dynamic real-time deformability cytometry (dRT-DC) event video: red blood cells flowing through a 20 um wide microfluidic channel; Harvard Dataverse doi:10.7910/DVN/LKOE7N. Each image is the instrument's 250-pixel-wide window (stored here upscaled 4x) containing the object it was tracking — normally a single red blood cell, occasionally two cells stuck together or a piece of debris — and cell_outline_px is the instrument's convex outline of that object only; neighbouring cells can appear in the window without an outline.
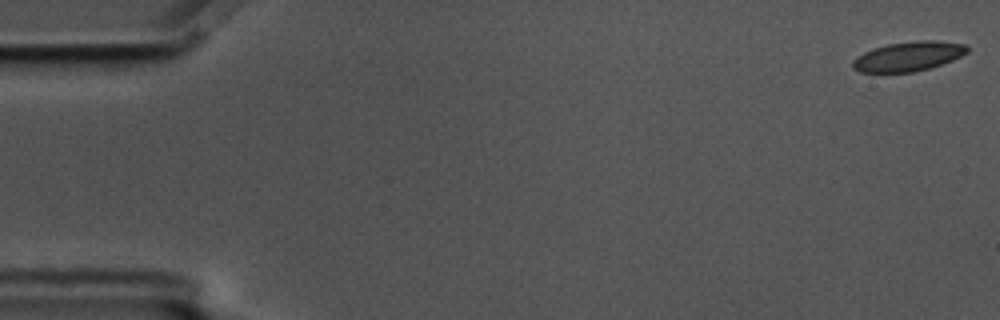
{"species": "common noctule bat (a hibernating species)", "species_latin": "Nyctalus noctula", "temperature_condition": "cold", "stored_images_in_passage": 59, "camera_frame_rate_fps": 3000, "um_per_image_px": 0.085, "animal": {"sex": "male", "body_mass_g": 17.5, "forearm_length_mm": 52.3}, "frame": {"image": 1, "passage_image": 1, "time_ms": 0.0, "image_size_px": [1000, 320], "cell_outline_px": [[968, 52], [952, 60], [928, 68], [912, 72], [860, 72], [852, 68], [852, 60], [864, 52], [888, 44], [916, 40], [936, 40], [968, 44]], "centroid_in_image_um": [77.23, 4.78], "position_along_channel_um": 7.8, "area_um2": 19.59}}
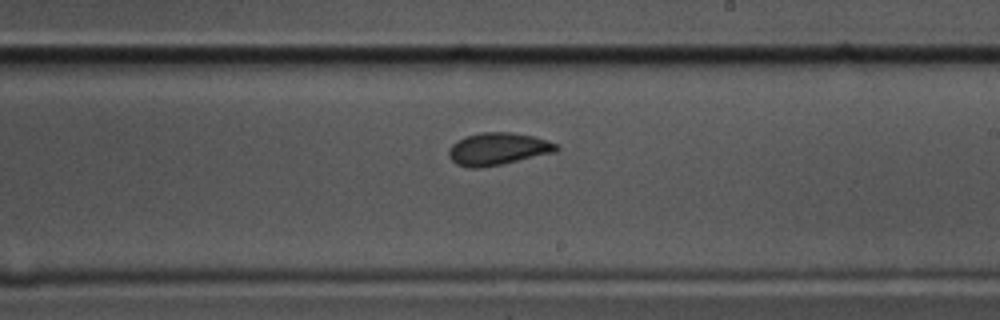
{"frame": {"image": 2, "passage_image": 34, "time_ms": 11.0, "image_size_px": [1000, 320], "cell_outline_px": [[560, 148], [556, 152], [504, 164], [480, 168], [468, 168], [456, 164], [448, 156], [448, 148], [456, 140], [464, 136], [480, 132], [512, 132], [532, 136], [548, 140], [560, 144]], "centroid_in_image_um": [42.32, 12.66], "position_along_channel_um": 246.7, "area_um2": 20.75}}
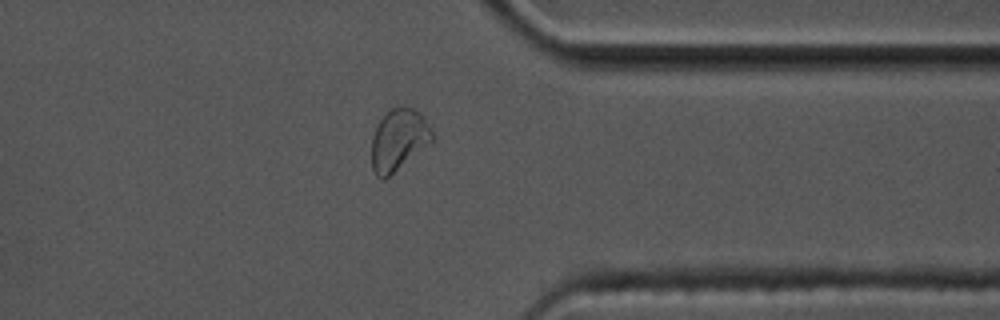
{"frame": {"image": 3, "passage_image": 46, "time_ms": 15.0, "image_size_px": [1000, 320], "cell_outline_px": [[436, 140], [384, 180], [376, 176], [372, 168], [372, 136], [380, 120], [392, 108], [400, 104], [412, 108], [420, 112], [424, 116]], "centroid_in_image_um": [33.92, 11.88], "position_along_channel_um": 377.5, "area_um2": 22.02}, "authors_computed_cell_mechanics": {"area_um2": 20.2878, "velocity_mm_per_s": 3.4268, "shape_relaxation_time_tau1_ms": 4.1781, "shape_relaxation_time_tau2_ms": 2.1663, "deformation_change_tau1": 0.0981, "deformation_change_tau2": 0.0441}}